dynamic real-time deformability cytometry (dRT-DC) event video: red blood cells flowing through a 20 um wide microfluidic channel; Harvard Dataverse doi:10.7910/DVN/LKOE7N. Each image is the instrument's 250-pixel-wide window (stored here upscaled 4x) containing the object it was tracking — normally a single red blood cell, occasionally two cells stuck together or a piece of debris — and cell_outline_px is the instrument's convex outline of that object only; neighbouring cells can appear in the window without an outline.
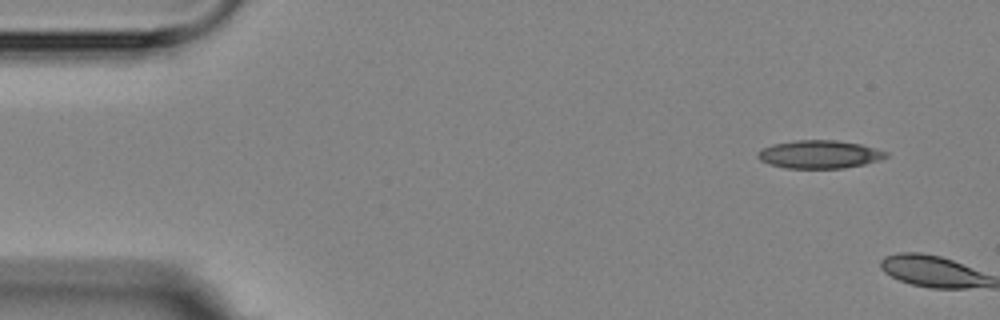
{"species": "Egyptian fruit bat (a non-hibernating species)", "species_latin": "Rousettus aegyptiacus", "temperature_condition": "room temperature", "stored_images_in_passage": 2, "camera_frame_rate_fps": 3000, "um_per_image_px": 0.085, "animal": {"sex": "female"}, "frame": {"image": 1, "passage_image": 1, "time_ms": 0.0, "image_size_px": [1000, 320], "cell_outline_px": [[888, 156], [880, 160], [864, 164], [844, 168], [788, 168], [768, 164], [760, 160], [756, 156], [756, 152], [772, 144], [796, 140], [836, 140], [860, 144], [876, 148], [888, 152]], "centroid_in_image_um": [69.65, 13.12], "position_along_channel_um": 15.4, "area_um2": 21.04}}